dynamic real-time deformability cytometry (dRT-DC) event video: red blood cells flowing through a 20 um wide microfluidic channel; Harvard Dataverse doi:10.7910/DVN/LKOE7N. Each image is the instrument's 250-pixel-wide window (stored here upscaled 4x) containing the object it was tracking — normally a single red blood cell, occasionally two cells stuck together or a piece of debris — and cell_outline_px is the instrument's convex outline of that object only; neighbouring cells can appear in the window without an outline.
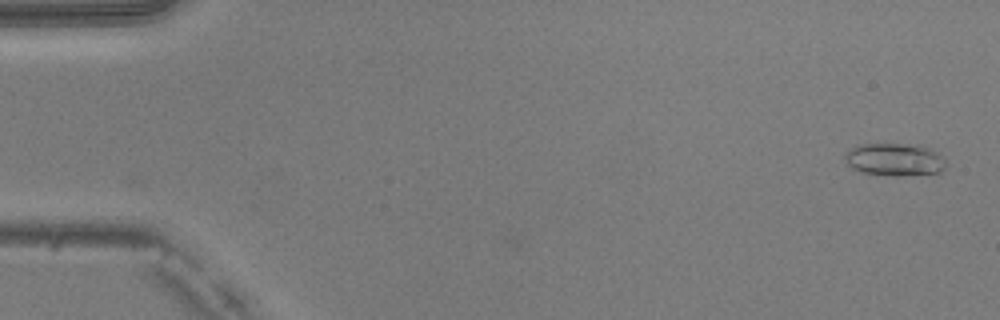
{"species": "common noctule bat (a hibernating species)", "species_latin": "Nyctalus noctula", "temperature_condition": "warm", "stored_images_in_passage": 50, "camera_frame_rate_fps": 3000, "um_per_image_px": 0.085, "animal": {"sex": "male", "body_mass_g": 20.5, "forearm_length_mm": 52.5}, "frame": {"image": 1, "passage_image": 2, "time_ms": 0.333, "image_size_px": [1000, 320], "cell_outline_px": [[944, 168], [940, 172], [900, 176], [892, 176], [860, 172], [852, 168], [848, 164], [844, 156], [856, 144], [920, 144], [936, 152], [944, 160]], "centroid_in_image_um": [76.02, 13.56], "position_along_channel_um": 9.0, "area_um2": 19.13}}
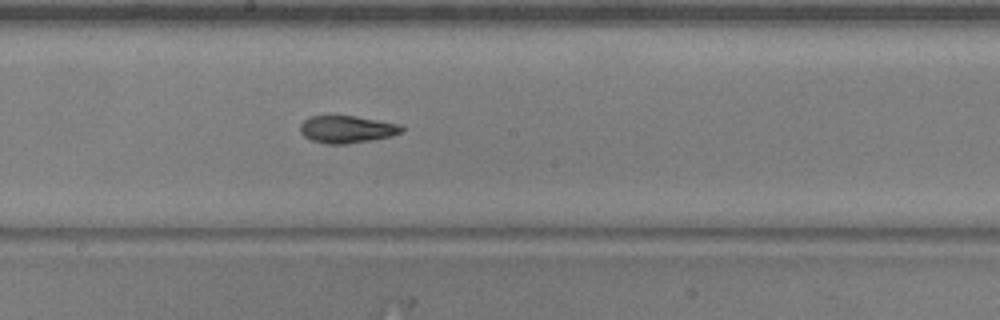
{"frame": {"image": 2, "passage_image": 28, "time_ms": 9.0, "image_size_px": [1000, 320], "cell_outline_px": [[404, 132], [392, 136], [372, 140], [344, 144], [328, 144], [312, 140], [304, 136], [300, 132], [300, 124], [308, 116], [356, 116], [400, 124], [404, 128]], "centroid_in_image_um": [29.51, 10.99], "position_along_channel_um": 218.7, "area_um2": 16.24}}
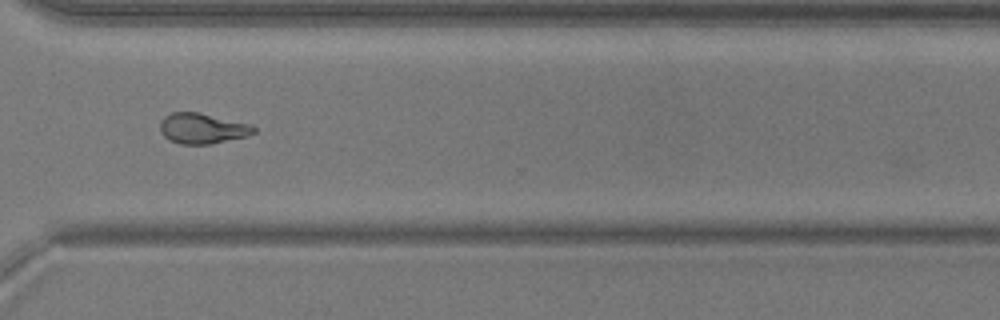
{"frame": {"image": 3, "passage_image": 38, "time_ms": 12.333, "image_size_px": [1000, 320], "cell_outline_px": [[256, 132], [248, 136], [212, 144], [180, 144], [168, 140], [160, 132], [160, 120], [164, 116], [172, 112], [200, 112], [252, 124], [256, 128]], "centroid_in_image_um": [17.21, 10.91], "position_along_channel_um": 353.4, "area_um2": 16.99}, "authors_computed_cell_mechanics": {"area_um2": 16.473, "velocity_mm_per_s": 4.0607, "shape_relaxation_time_tau1_ms": 10.2977, "shape_relaxation_time_tau2_ms": 3.4947, "deformation_change_tau1": 0.2843, "deformation_change_tau2": 0.1}}